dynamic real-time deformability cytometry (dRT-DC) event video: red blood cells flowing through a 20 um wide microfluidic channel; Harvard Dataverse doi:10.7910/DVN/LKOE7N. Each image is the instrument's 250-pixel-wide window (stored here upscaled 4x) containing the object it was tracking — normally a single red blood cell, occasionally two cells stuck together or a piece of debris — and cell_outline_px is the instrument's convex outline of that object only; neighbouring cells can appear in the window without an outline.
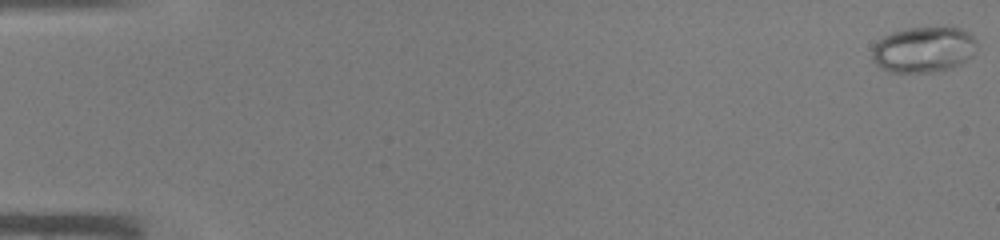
{"species": "common noctule bat (a hibernating species)", "species_latin": "Nyctalus noctula", "temperature_condition": "warm", "stored_images_in_passage": 11, "camera_frame_rate_fps": 3000, "um_per_image_px": 0.085, "animal": {"sex": "male", "body_mass_g": 19.0, "forearm_length_mm": 50.8}, "frame": {"image": 1, "passage_image": 1, "time_ms": 0.0, "image_size_px": [1000, 240], "cell_outline_px": [[976, 52], [972, 56], [960, 64], [952, 68], [932, 72], [888, 72], [880, 68], [872, 60], [872, 48], [884, 36], [892, 32], [908, 28], [960, 28], [968, 32], [976, 40]], "centroid_in_image_um": [78.5, 4.23], "position_along_channel_um": 6.5, "area_um2": 27.92}}